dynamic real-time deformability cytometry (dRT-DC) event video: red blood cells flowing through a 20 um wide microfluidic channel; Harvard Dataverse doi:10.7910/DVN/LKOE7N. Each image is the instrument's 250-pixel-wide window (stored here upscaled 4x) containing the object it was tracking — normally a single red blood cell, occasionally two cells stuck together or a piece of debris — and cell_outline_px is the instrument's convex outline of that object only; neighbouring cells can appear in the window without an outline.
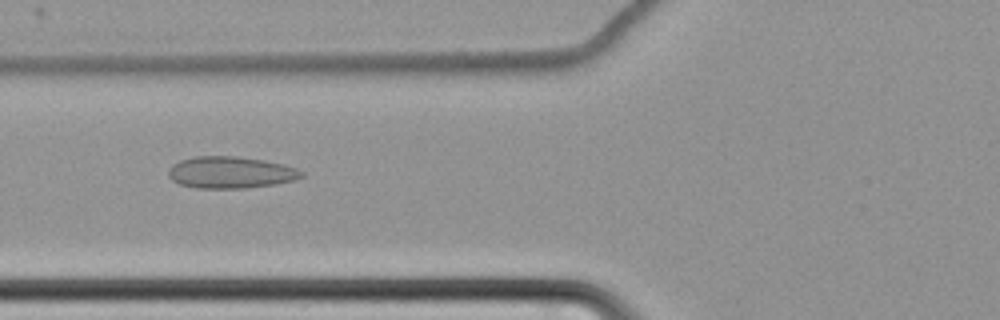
{"species": "common noctule bat (a hibernating species)", "species_latin": "Nyctalus noctula", "temperature_condition": "cold", "stored_images_in_passage": 53, "camera_frame_rate_fps": 3000, "um_per_image_px": 0.085, "animal": {"sex": "female", "body_mass_g": 22.7, "forearm_length_mm": 54.2}, "frame": {"image": 1, "passage_image": 17, "time_ms": 5.333, "image_size_px": [1000, 320], "cell_outline_px": [[304, 176], [296, 180], [276, 184], [244, 188], [196, 188], [180, 184], [172, 180], [168, 176], [168, 168], [172, 164], [180, 160], [196, 156], [236, 156], [264, 160], [284, 164], [296, 168], [304, 172]], "centroid_in_image_um": [19.61, 14.65], "position_along_channel_um": 106.2, "area_um2": 24.85}}
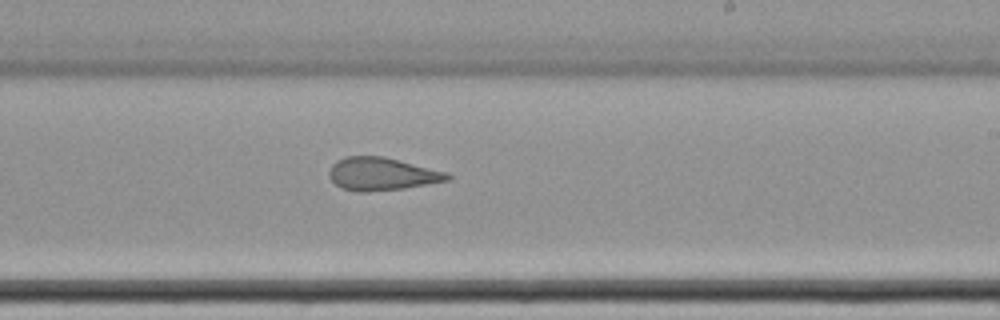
{"frame": {"image": 2, "passage_image": 30, "time_ms": 9.667, "image_size_px": [1000, 320], "cell_outline_px": [[452, 176], [448, 180], [404, 188], [368, 192], [356, 192], [344, 188], [336, 184], [328, 176], [328, 172], [332, 164], [336, 160], [344, 156], [384, 156], [448, 172]], "centroid_in_image_um": [32.43, 14.78], "position_along_channel_um": 256.6, "area_um2": 22.72}}
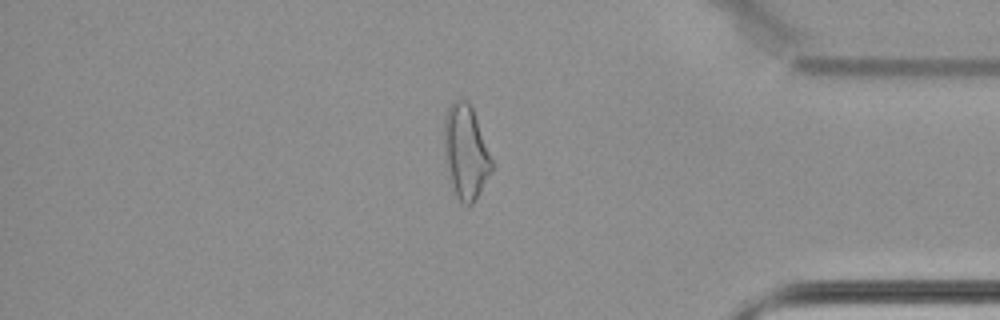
{"frame": {"image": 3, "passage_image": 44, "time_ms": 14.333, "image_size_px": [1000, 320], "cell_outline_px": [[492, 168], [472, 204], [468, 208], [452, 192], [444, 156], [444, 116], [448, 108], [456, 100], [468, 100], [472, 104], [492, 160]], "centroid_in_image_um": [39.55, 12.9], "position_along_channel_um": 395.6, "area_um2": 26.07}, "authors_computed_cell_mechanics": {"area_um2": 25.143, "velocity_mm_per_s": 3.4633, "shape_relaxation_time_tau1_ms": null, "shape_relaxation_time_tau2_ms": 1.9024, "deformation_change_tau1": null, "deformation_change_tau2": 0.0871}}